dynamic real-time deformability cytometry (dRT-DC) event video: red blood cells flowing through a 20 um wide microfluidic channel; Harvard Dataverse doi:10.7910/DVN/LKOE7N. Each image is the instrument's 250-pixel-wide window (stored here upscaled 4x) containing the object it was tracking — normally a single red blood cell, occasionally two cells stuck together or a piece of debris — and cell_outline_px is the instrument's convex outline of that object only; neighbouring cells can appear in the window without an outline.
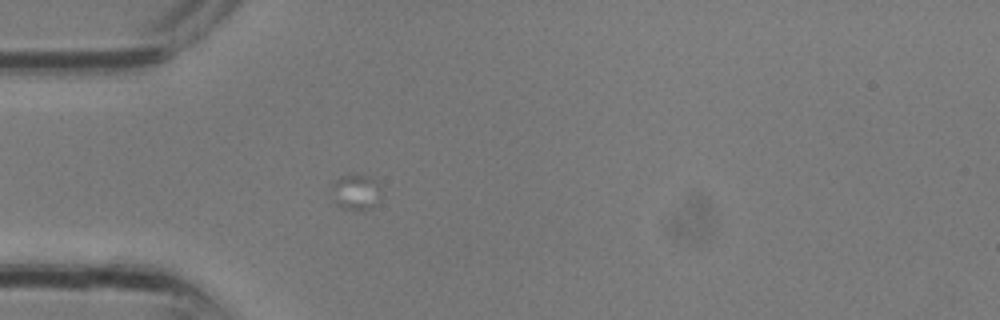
{"species": "common noctule bat (a hibernating species)", "species_latin": "Nyctalus noctula", "temperature_condition": "room temperature", "stored_images_in_passage": 7, "camera_frame_rate_fps": 3000, "um_per_image_px": 0.085, "animal": {"sex": "male", "body_mass_g": 13.3}, "frame": {"image": 1, "passage_image": 1, "time_ms": 0.0, "image_size_px": [1000, 320], "cell_outline_px": [[380, 192], [372, 204], [368, 208], [360, 212], [344, 208], [336, 204], [332, 188], [332, 184], [340, 176], [352, 172], [356, 172], [368, 176], [380, 188]], "centroid_in_image_um": [30.18, 16.28], "position_along_channel_um": 54.8, "area_um2": 10.06}}